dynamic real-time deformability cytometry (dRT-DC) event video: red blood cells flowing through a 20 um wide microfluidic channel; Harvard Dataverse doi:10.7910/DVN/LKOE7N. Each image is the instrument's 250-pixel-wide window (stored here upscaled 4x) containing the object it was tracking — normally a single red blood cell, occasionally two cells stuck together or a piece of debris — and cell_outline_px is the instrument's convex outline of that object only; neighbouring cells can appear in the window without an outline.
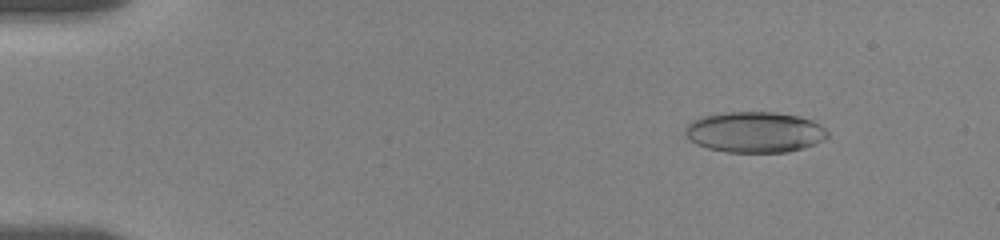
{"species": "human", "species_latin": "Homo sapiens", "temperature_condition": "room temperature", "stored_images_in_passage": 35, "camera_frame_rate_fps": 3000, "um_per_image_px": 0.085, "donor": {"sex": "female"}, "frame": {"image": 1, "passage_image": 3, "time_ms": 1.667, "image_size_px": [1000, 240], "cell_outline_px": [[828, 136], [804, 148], [788, 152], [724, 152], [708, 148], [696, 144], [684, 132], [684, 128], [692, 120], [700, 116], [724, 112], [776, 112], [800, 116], [812, 120], [820, 124], [828, 132]], "centroid_in_image_um": [64.13, 11.22], "position_along_channel_um": 20.9, "area_um2": 33.93}}
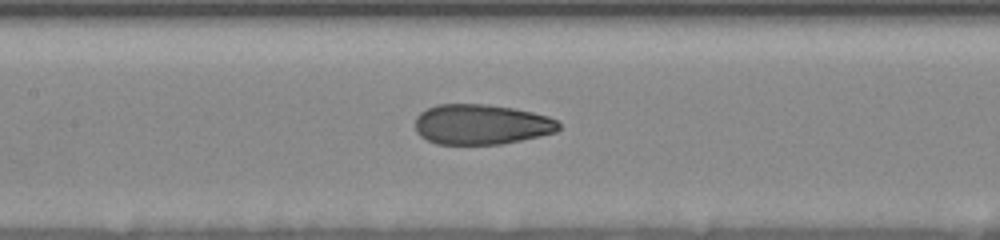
{"frame": {"image": 2, "passage_image": 22, "time_ms": 8.667, "image_size_px": [1000, 240], "cell_outline_px": [[560, 128], [556, 132], [540, 136], [500, 144], [436, 144], [420, 136], [416, 132], [416, 116], [420, 112], [436, 104], [488, 104], [512, 108], [532, 112], [548, 116], [556, 120], [560, 124]], "centroid_in_image_um": [40.9, 10.57], "position_along_channel_um": 166.5, "area_um2": 33.7}}
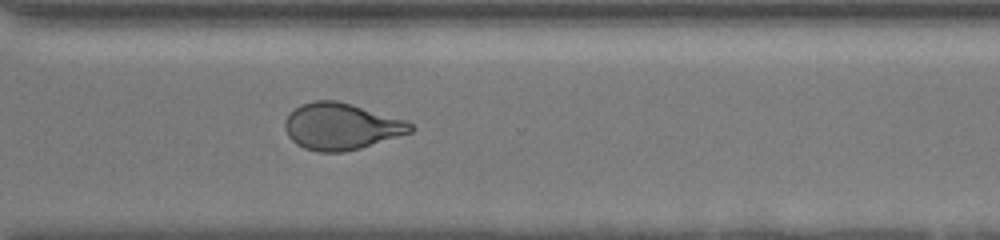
{"frame": {"image": 3, "passage_image": 35, "time_ms": 13.667, "image_size_px": [1000, 240], "cell_outline_px": [[416, 128], [412, 132], [360, 148], [344, 152], [320, 152], [304, 148], [296, 144], [288, 136], [284, 128], [284, 124], [288, 116], [300, 104], [312, 100], [336, 100], [352, 104], [408, 120]], "centroid_in_image_um": [29.02, 10.74], "position_along_channel_um": 341.6, "area_um2": 34.28}}